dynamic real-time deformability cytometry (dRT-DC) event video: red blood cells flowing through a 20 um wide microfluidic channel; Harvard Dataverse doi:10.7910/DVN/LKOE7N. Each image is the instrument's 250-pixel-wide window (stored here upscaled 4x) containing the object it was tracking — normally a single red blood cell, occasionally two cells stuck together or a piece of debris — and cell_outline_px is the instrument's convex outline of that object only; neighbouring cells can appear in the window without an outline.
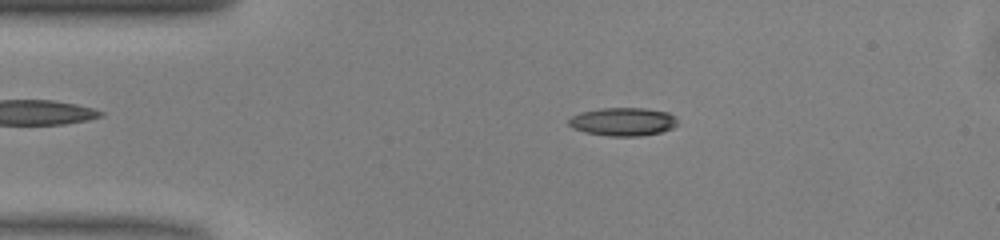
{"species": "common noctule bat (a hibernating species)", "species_latin": "Nyctalus noctula", "temperature_condition": "warm", "stored_images_in_passage": 44, "camera_frame_rate_fps": 3000, "um_per_image_px": 0.085, "animal": {"sex": "male", "body_mass_g": 13.0, "forearm_length_mm": 53.1}, "frame": {"image": 1, "passage_image": 4, "time_ms": 1.0, "image_size_px": [1000, 240], "cell_outline_px": [[676, 124], [672, 128], [660, 132], [640, 136], [608, 136], [584, 132], [572, 128], [568, 124], [568, 120], [572, 116], [580, 112], [600, 108], [644, 108], [668, 112], [676, 116]], "centroid_in_image_um": [52.93, 10.34], "position_along_channel_um": 32.1, "area_um2": 17.98}}
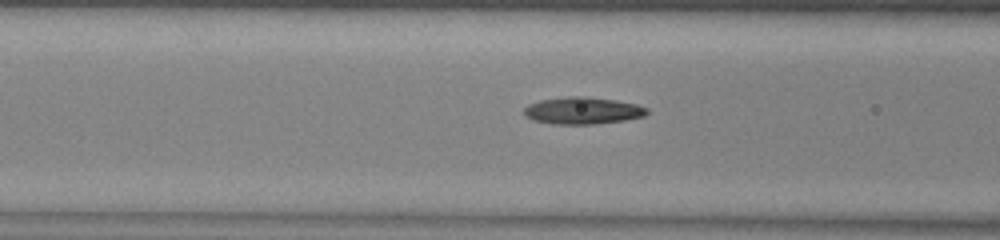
{"frame": {"image": 2, "passage_image": 13, "time_ms": 4.0, "image_size_px": [1000, 240], "cell_outline_px": [[648, 112], [644, 116], [624, 120], [596, 124], [552, 124], [532, 120], [524, 116], [524, 108], [528, 104], [540, 100], [572, 96], [584, 96], [616, 100], [636, 104], [648, 108]], "centroid_in_image_um": [49.5, 9.4], "position_along_channel_um": 117.1, "area_um2": 19.42}}
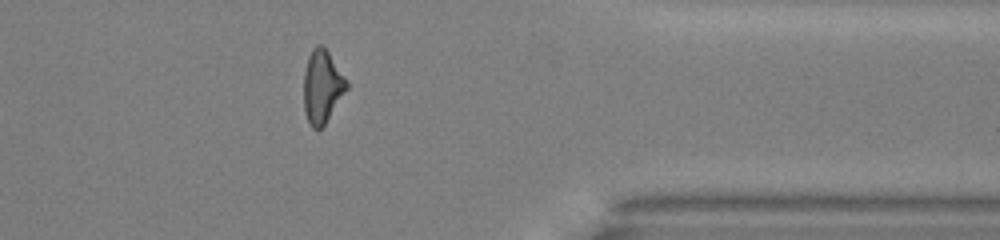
{"frame": {"image": 3, "passage_image": 34, "time_ms": 11.0, "image_size_px": [1000, 240], "cell_outline_px": [[348, 88], [324, 124], [320, 128], [312, 128], [304, 112], [304, 72], [308, 56], [312, 48], [316, 44], [320, 44], [328, 52], [348, 80]], "centroid_in_image_um": [27.38, 7.33], "position_along_channel_um": 384.0, "area_um2": 18.09}, "authors_computed_cell_mechanics": {"area_um2": 18.5538, "velocity_mm_per_s": 4.1004, "shape_relaxation_time_tau1_ms": 5.2047, "shape_relaxation_time_tau2_ms": 3.5476, "deformation_change_tau1": 0.1787, "deformation_change_tau2": 0.1389}}